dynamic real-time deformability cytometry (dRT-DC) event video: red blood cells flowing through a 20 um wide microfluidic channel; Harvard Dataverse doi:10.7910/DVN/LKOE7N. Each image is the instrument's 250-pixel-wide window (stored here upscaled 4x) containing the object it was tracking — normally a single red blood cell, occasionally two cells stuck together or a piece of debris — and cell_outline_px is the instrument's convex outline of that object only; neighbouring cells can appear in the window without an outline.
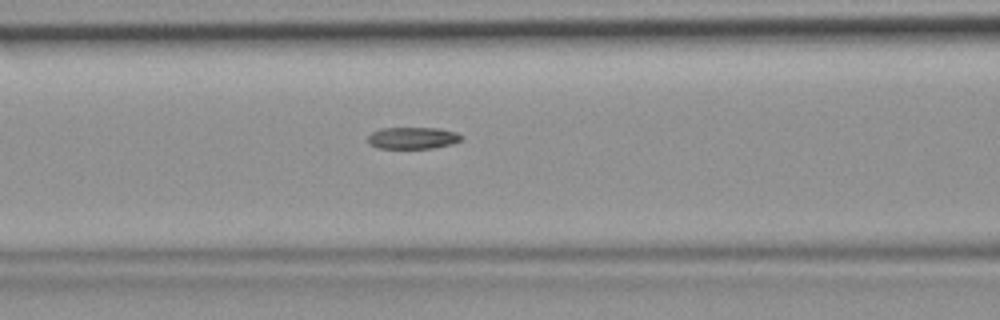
{"species": "common noctule bat (a hibernating species)", "species_latin": "Nyctalus noctula", "temperature_condition": "room temperature", "stored_images_in_passage": 30, "camera_frame_rate_fps": 3000, "um_per_image_px": 0.085, "animal": {"sex": "female", "body_mass_g": 19.9}, "frame": {"image": 1, "passage_image": 5, "time_ms": 1.333, "image_size_px": [1000, 320], "cell_outline_px": [[460, 140], [452, 144], [432, 148], [376, 148], [368, 144], [368, 136], [372, 132], [380, 128], [436, 128], [456, 132], [460, 136]], "centroid_in_image_um": [35.01, 11.73], "position_along_channel_um": 131.6, "area_um2": 11.79}}